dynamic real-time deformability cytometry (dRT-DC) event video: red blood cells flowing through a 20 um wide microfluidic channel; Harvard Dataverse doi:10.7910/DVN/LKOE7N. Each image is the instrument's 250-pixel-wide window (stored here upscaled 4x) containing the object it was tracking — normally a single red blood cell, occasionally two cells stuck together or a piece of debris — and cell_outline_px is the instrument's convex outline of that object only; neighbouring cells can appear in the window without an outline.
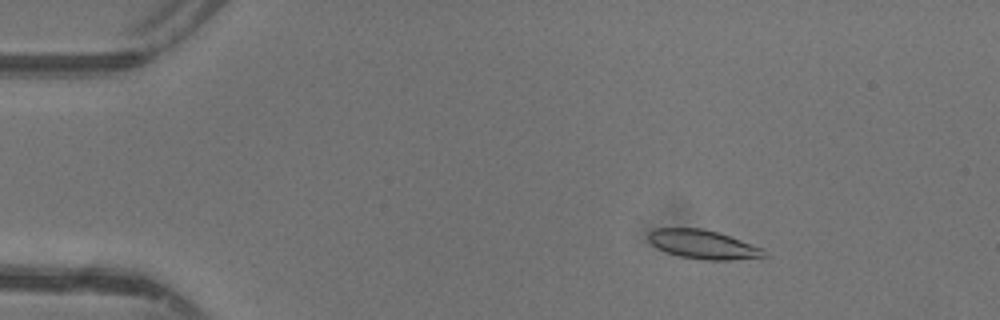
{"species": "common noctule bat (a hibernating species)", "species_latin": "Nyctalus noctula", "temperature_condition": "warm", "stored_images_in_passage": 48, "camera_frame_rate_fps": 3000, "um_per_image_px": 0.085, "animal": {"sex": "female"}, "frame": {"image": 1, "passage_image": 8, "time_ms": 2.333, "image_size_px": [1000, 320], "cell_outline_px": [[768, 256], [732, 260], [704, 260], [680, 256], [656, 248], [648, 240], [648, 232], [656, 228], [704, 228], [764, 248]], "centroid_in_image_um": [59.75, 20.78], "position_along_channel_um": 25.2, "area_um2": 19.42}}
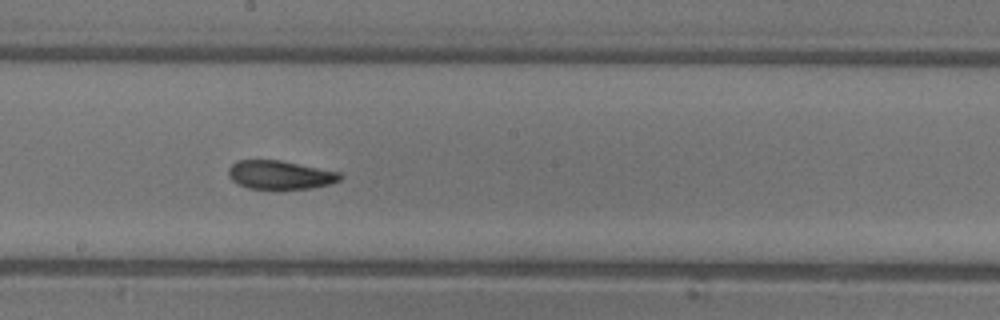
{"frame": {"image": 2, "passage_image": 27, "time_ms": 8.667, "image_size_px": [1000, 320], "cell_outline_px": [[344, 176], [340, 180], [328, 184], [312, 188], [276, 192], [248, 188], [232, 180], [228, 176], [228, 168], [236, 160], [280, 160], [340, 172]], "centroid_in_image_um": [23.8, 14.91], "position_along_channel_um": 224.4, "area_um2": 19.36}}
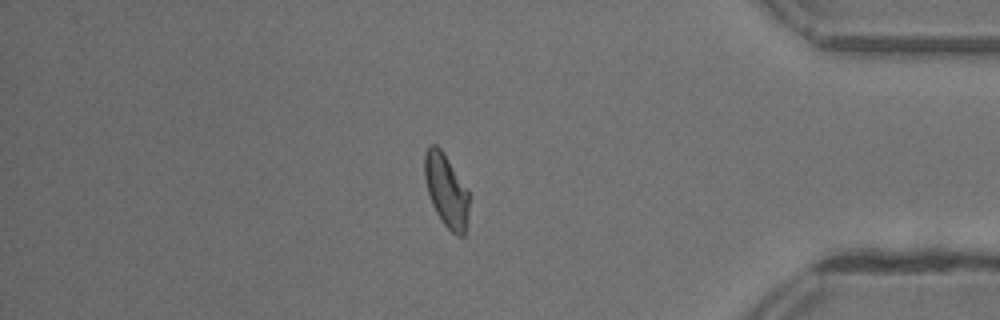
{"frame": {"image": 3, "passage_image": 41, "time_ms": 13.333, "image_size_px": [1000, 320], "cell_outline_px": [[468, 220], [464, 236], [456, 236], [440, 220], [432, 204], [428, 192], [424, 176], [424, 156], [428, 144], [436, 144], [444, 152], [468, 188]], "centroid_in_image_um": [37.93, 16.17], "position_along_channel_um": 397.3, "area_um2": 19.19}, "authors_computed_cell_mechanics": {"area_um2": 19.2763, "velocity_mm_per_s": 4.3968, "shape_relaxation_time_tau1_ms": 4.2979, "shape_relaxation_time_tau2_ms": 2.7006, "deformation_change_tau1": 0.1526, "deformation_change_tau2": 0.0967}}